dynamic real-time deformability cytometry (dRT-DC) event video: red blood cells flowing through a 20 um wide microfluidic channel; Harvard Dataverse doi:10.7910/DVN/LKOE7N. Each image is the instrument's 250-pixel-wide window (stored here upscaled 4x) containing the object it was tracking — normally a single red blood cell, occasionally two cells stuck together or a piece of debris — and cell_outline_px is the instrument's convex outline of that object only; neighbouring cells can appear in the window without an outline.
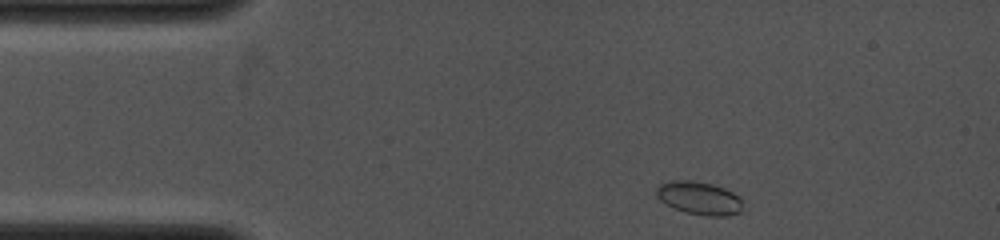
{"species": "common noctule bat (a hibernating species)", "species_latin": "Nyctalus noctula", "temperature_condition": "cold", "stored_images_in_passage": 20, "camera_frame_rate_fps": 4000, "um_per_image_px": 0.085, "animal": {"sex": "female", "body_mass_g": 19.0, "forearm_length_mm": 53.3}, "frame": {"image": 1, "passage_image": 1, "time_ms": 0.0, "image_size_px": [1000, 240], "cell_outline_px": [[740, 212], [728, 216], [708, 216], [684, 212], [660, 200], [656, 196], [656, 188], [660, 184], [668, 180], [692, 180], [712, 184], [724, 188], [740, 196]], "centroid_in_image_um": [59.41, 16.82], "position_along_channel_um": 25.6, "area_um2": 16.59}}
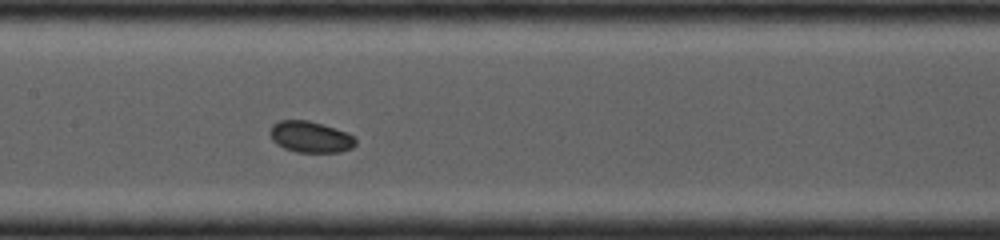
{"frame": {"image": 2, "passage_image": 10, "time_ms": 4.75, "image_size_px": [1000, 240], "cell_outline_px": [[356, 144], [352, 148], [340, 152], [296, 152], [284, 148], [276, 144], [272, 140], [268, 132], [272, 124], [280, 120], [308, 120], [348, 132], [356, 136]], "centroid_in_image_um": [26.38, 11.63], "position_along_channel_um": 181.0, "area_um2": 15.84}}
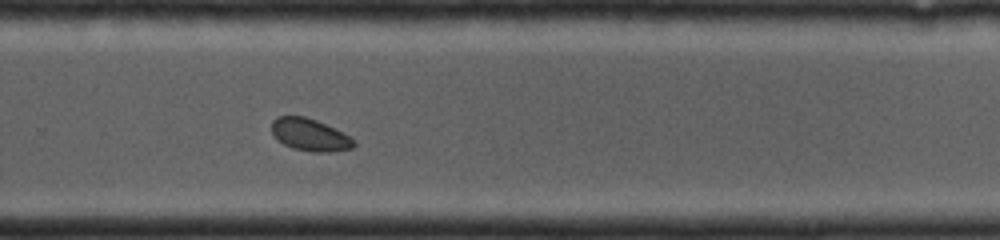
{"frame": {"image": 3, "passage_image": 20, "time_ms": 7.5, "image_size_px": [1000, 240], "cell_outline_px": [[356, 144], [352, 148], [328, 152], [312, 152], [292, 148], [276, 140], [272, 132], [272, 120], [276, 116], [304, 116], [316, 120], [348, 136]], "centroid_in_image_um": [26.27, 11.46], "position_along_channel_um": 303.5, "area_um2": 15.26}}